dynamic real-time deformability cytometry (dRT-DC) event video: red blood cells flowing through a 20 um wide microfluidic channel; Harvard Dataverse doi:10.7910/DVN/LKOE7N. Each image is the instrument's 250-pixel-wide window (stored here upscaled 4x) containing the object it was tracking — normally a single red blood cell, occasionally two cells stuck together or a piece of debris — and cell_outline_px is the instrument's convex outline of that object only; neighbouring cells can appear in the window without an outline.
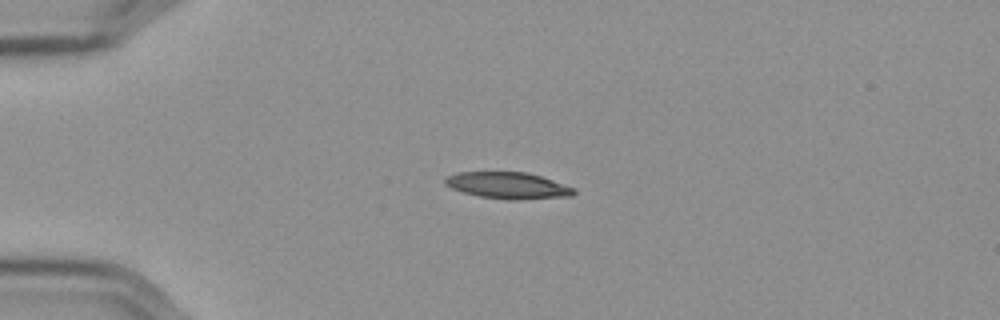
{"species": "Egyptian fruit bat (a non-hibernating species)", "species_latin": "Rousettus aegyptiacus", "temperature_condition": "cold", "stored_images_in_passage": 43, "camera_frame_rate_fps": 3000, "um_per_image_px": 0.085, "frame": {"image": 1, "passage_image": 1, "time_ms": 0.0, "image_size_px": [1000, 320], "cell_outline_px": [[576, 192], [572, 196], [516, 200], [504, 200], [480, 196], [464, 192], [452, 188], [444, 184], [444, 180], [448, 176], [460, 172], [528, 172], [576, 188]], "centroid_in_image_um": [43.21, 15.77], "position_along_channel_um": 41.8, "area_um2": 19.88}}
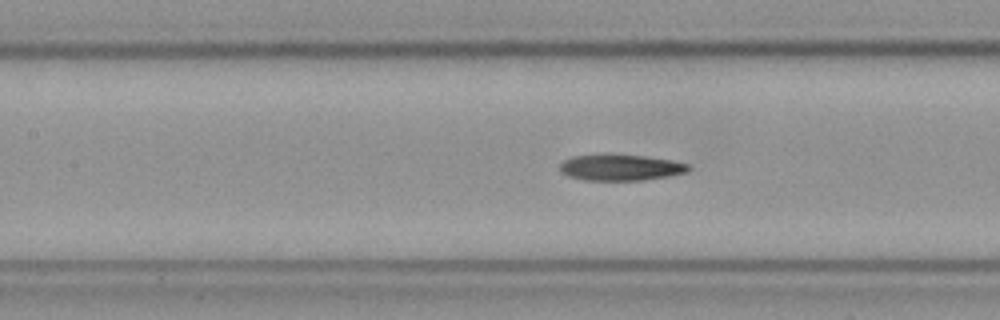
{"frame": {"image": 2, "passage_image": 13, "time_ms": 4.0, "image_size_px": [1000, 320], "cell_outline_px": [[692, 168], [688, 172], [668, 176], [644, 180], [584, 180], [568, 176], [560, 172], [560, 164], [564, 160], [572, 156], [604, 152], [612, 152], [644, 156], [672, 160], [688, 164]], "centroid_in_image_um": [52.72, 14.2], "position_along_channel_um": 154.7, "area_um2": 20.29}}
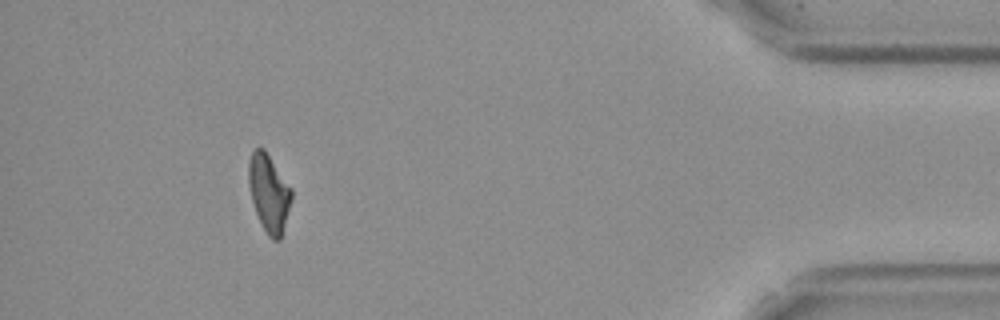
{"frame": {"image": 3, "passage_image": 39, "time_ms": 12.667, "image_size_px": [1000, 320], "cell_outline_px": [[292, 200], [280, 240], [272, 240], [268, 236], [256, 212], [252, 200], [248, 184], [248, 160], [252, 152], [256, 148], [264, 148], [292, 188]], "centroid_in_image_um": [22.86, 16.38], "position_along_channel_um": 412.3, "area_um2": 19.36}}